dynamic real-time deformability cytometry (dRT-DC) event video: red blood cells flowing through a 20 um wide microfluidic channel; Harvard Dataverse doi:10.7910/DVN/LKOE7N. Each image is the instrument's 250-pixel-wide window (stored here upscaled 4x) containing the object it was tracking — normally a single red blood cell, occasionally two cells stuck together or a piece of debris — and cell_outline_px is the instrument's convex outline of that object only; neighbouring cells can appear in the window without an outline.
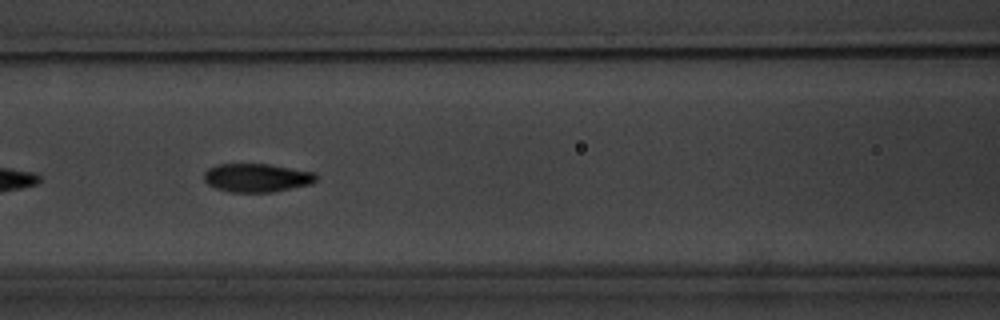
{"species": "common noctule bat (a hibernating species)", "species_latin": "Nyctalus noctula", "temperature_condition": "warm", "stored_images_in_passage": 9, "camera_frame_rate_fps": 3000, "um_per_image_px": 0.085, "animal": {"sex": "male", "body_mass_g": 20.1, "forearm_length_mm": 53.5}, "frame": {"image": 1, "passage_image": 8, "time_ms": 8.667, "image_size_px": [1000, 320], "cell_outline_px": [[320, 176], [312, 184], [272, 192], [228, 192], [216, 188], [208, 184], [204, 180], [204, 172], [208, 168], [216, 164], [268, 164], [316, 172]], "centroid_in_image_um": [21.85, 15.11], "position_along_channel_um": 144.7, "area_um2": 18.84}}
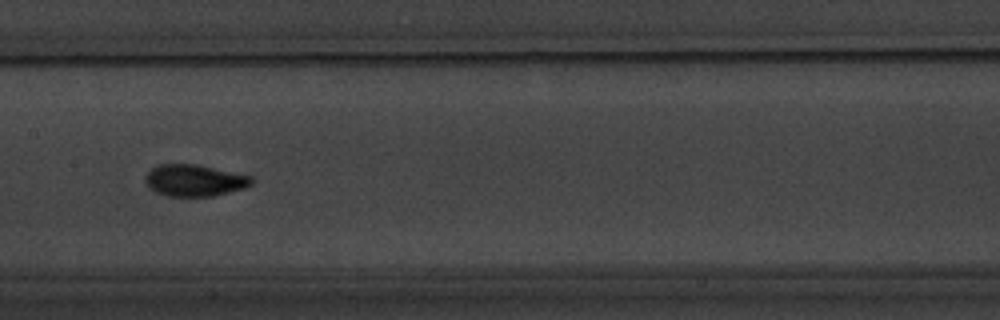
{"frame": {"image": 2, "passage_image": 9, "time_ms": 10.0, "image_size_px": [1000, 320], "cell_outline_px": [[252, 184], [244, 188], [212, 196], [168, 196], [156, 192], [144, 180], [144, 176], [156, 164], [200, 164], [252, 176]], "centroid_in_image_um": [16.53, 15.31], "position_along_channel_um": 190.9, "area_um2": 19.65}}